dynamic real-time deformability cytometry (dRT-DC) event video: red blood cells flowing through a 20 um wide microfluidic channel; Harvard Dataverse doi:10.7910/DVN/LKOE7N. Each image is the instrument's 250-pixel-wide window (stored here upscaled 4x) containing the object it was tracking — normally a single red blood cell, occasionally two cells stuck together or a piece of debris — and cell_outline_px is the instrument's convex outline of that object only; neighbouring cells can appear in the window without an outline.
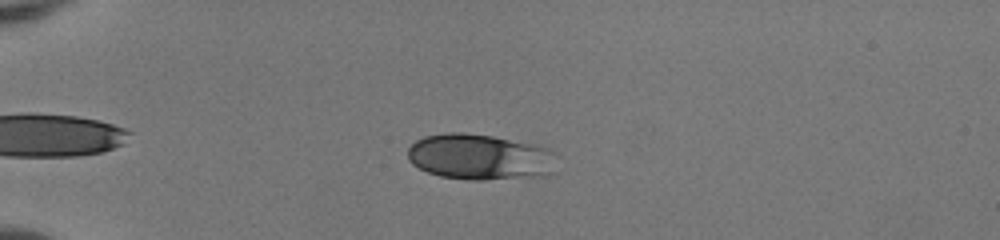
{"species": "human", "species_latin": "Homo sapiens", "temperature_condition": "room temperature", "stored_images_in_passage": 49, "camera_frame_rate_fps": 3000, "um_per_image_px": 0.085, "donor": {"sex": "female"}, "frame": {"image": 1, "passage_image": 12, "time_ms": 3.667, "image_size_px": [1000, 240], "cell_outline_px": [[556, 172], [548, 176], [480, 180], [468, 180], [440, 176], [428, 172], [412, 164], [408, 160], [408, 148], [416, 140], [424, 136], [444, 132], [464, 132], [492, 136], [536, 144], [552, 148]], "centroid_in_image_um": [40.83, 13.34], "position_along_channel_um": 44.2, "area_um2": 40.46}}
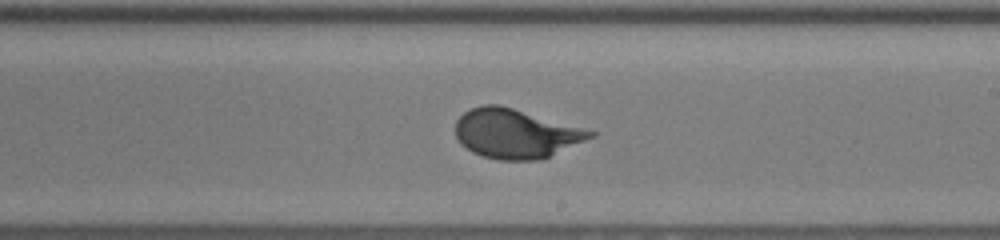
{"frame": {"image": 2, "passage_image": 30, "time_ms": 9.667, "image_size_px": [1000, 240], "cell_outline_px": [[596, 136], [540, 160], [496, 160], [472, 152], [460, 144], [456, 136], [456, 120], [464, 112], [472, 108], [484, 104], [500, 104], [596, 132]], "centroid_in_image_um": [43.81, 11.36], "position_along_channel_um": 245.2, "area_um2": 38.55}}
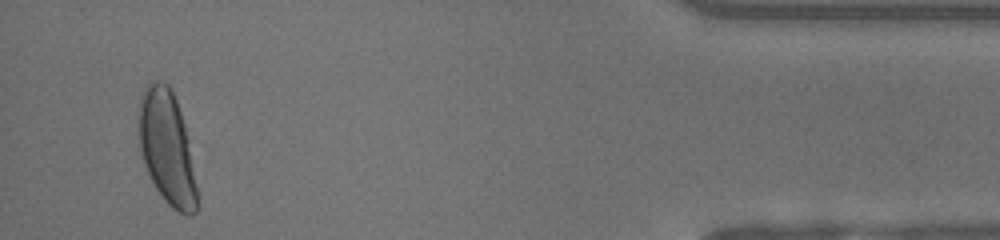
{"frame": {"image": 3, "passage_image": 47, "time_ms": 15.333, "image_size_px": [1000, 240], "cell_outline_px": [[196, 212], [192, 216], [188, 216], [172, 208], [164, 200], [156, 188], [144, 164], [140, 152], [140, 100], [144, 88], [148, 84], [156, 80], [160, 80], [168, 84], [176, 100], [184, 124], [188, 140], [196, 188]], "centroid_in_image_um": [14.19, 12.56], "position_along_channel_um": 421.0, "area_um2": 37.69}, "authors_computed_cell_mechanics": {"area_um2": 38.4948, "velocity_mm_per_s": 4.0888, "shape_relaxation_time_tau1_ms": 3.5875, "shape_relaxation_time_tau2_ms": null, "deformation_change_tau1": 0.1803, "deformation_change_tau2": null}}